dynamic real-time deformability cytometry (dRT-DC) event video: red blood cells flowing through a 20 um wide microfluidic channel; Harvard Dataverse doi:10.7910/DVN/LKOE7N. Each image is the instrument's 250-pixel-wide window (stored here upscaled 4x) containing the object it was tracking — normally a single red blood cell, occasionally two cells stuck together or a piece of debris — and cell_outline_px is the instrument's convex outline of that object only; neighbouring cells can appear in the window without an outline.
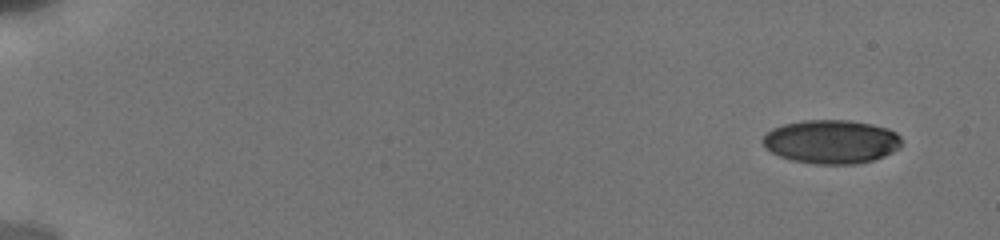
{"species": "human", "species_latin": "Homo sapiens", "temperature_condition": "cold", "stored_images_in_passage": 13, "camera_frame_rate_fps": 3000, "um_per_image_px": 0.085, "donor": {"sex": "male"}, "frame": {"image": 1, "passage_image": 1, "time_ms": 0.0, "image_size_px": [1000, 240], "cell_outline_px": [[900, 148], [884, 156], [872, 160], [856, 164], [816, 164], [792, 160], [780, 156], [764, 148], [760, 140], [764, 132], [772, 128], [784, 124], [804, 120], [848, 120], [872, 124], [888, 128], [896, 132], [900, 136]], "centroid_in_image_um": [70.62, 12.04], "position_along_channel_um": 14.4, "area_um2": 35.66}}
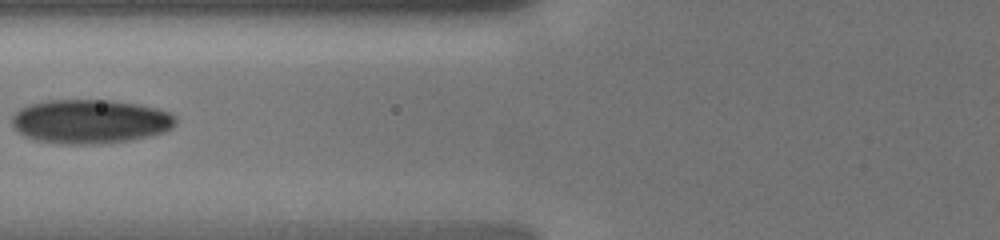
{"frame": {"image": 2, "passage_image": 8, "time_ms": 7.0, "image_size_px": [1000, 240], "cell_outline_px": [[176, 124], [172, 128], [164, 132], [132, 140], [100, 144], [64, 144], [32, 140], [16, 132], [12, 124], [12, 116], [20, 108], [28, 104], [48, 100], [108, 100], [140, 104], [156, 108], [168, 112], [176, 116]], "centroid_in_image_um": [7.64, 10.33], "position_along_channel_um": 118.2, "area_um2": 42.48}}
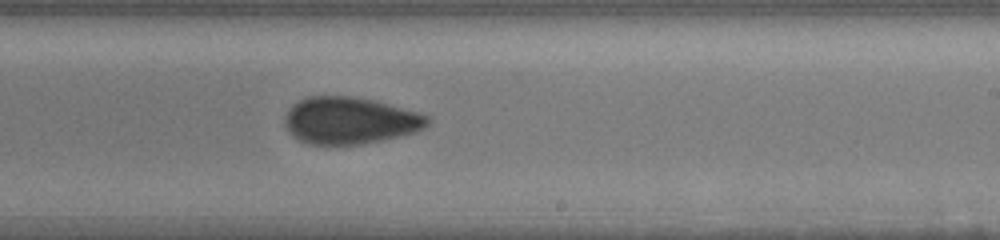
{"frame": {"image": 3, "passage_image": 13, "time_ms": 10.667, "image_size_px": [1000, 240], "cell_outline_px": [[432, 120], [424, 128], [416, 132], [400, 136], [364, 144], [308, 144], [292, 136], [284, 124], [284, 116], [292, 104], [308, 96], [352, 96], [376, 100], [420, 112], [432, 116]], "centroid_in_image_um": [29.78, 10.23], "position_along_channel_um": 259.2, "area_um2": 39.54}}